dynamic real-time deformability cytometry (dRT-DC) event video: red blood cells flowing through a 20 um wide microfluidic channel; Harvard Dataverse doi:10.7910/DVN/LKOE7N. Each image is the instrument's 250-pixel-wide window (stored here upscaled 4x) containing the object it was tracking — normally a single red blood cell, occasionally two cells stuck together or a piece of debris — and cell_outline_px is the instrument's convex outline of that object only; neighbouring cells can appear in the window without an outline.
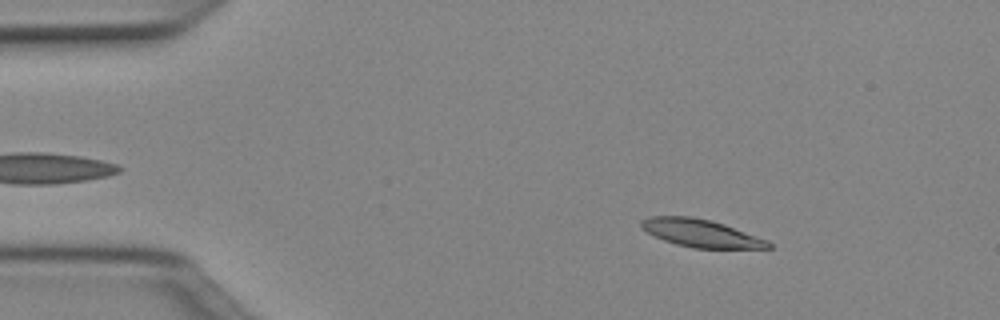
{"species": "Egyptian fruit bat (a non-hibernating species)", "species_latin": "Rousettus aegyptiacus", "temperature_condition": "cold", "stored_images_in_passage": 50, "camera_frame_rate_fps": 3000, "um_per_image_px": 0.085, "animal": {"sex": "female"}, "frame": {"image": 1, "passage_image": 7, "time_ms": 2.0, "image_size_px": [1000, 320], "cell_outline_px": [[772, 248], [692, 248], [676, 244], [664, 240], [640, 228], [640, 220], [648, 216], [692, 216], [712, 220], [724, 224], [768, 240], [772, 244]], "centroid_in_image_um": [59.56, 19.81], "position_along_channel_um": 25.4, "area_um2": 20.58}}
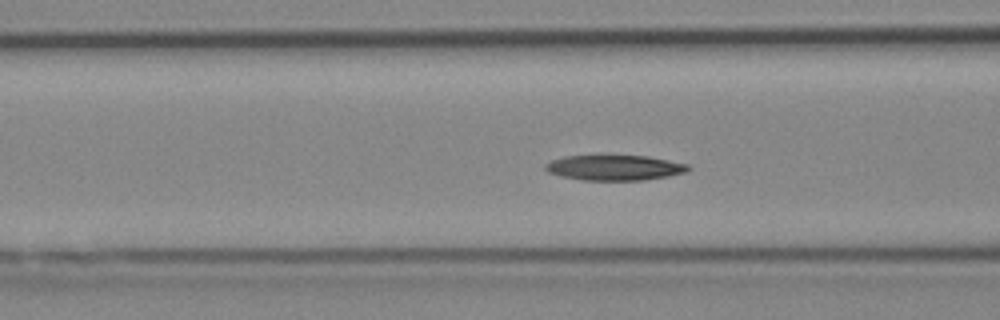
{"frame": {"image": 2, "passage_image": 19, "time_ms": 6.0, "image_size_px": [1000, 320], "cell_outline_px": [[692, 168], [688, 172], [668, 176], [644, 180], [584, 180], [560, 176], [548, 172], [544, 168], [544, 164], [552, 160], [564, 156], [596, 152], [604, 152], [648, 156], [688, 164]], "centroid_in_image_um": [52.2, 14.19], "position_along_channel_um": 114.4, "area_um2": 22.37}}
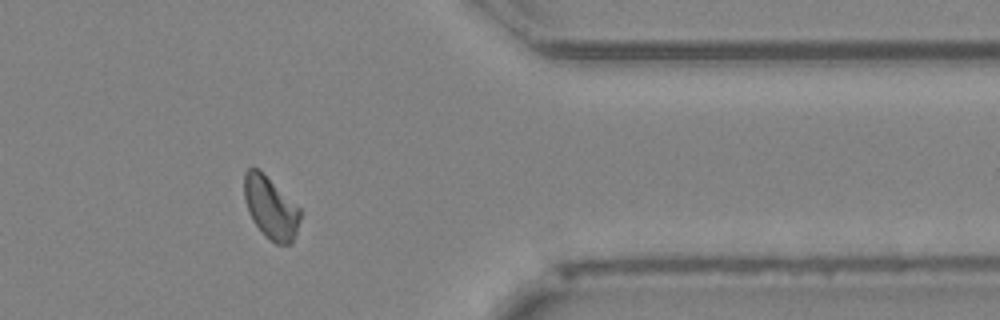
{"frame": {"image": 3, "passage_image": 41, "time_ms": 13.333, "image_size_px": [1000, 320], "cell_outline_px": [[300, 220], [292, 244], [276, 244], [264, 236], [252, 220], [248, 212], [244, 200], [244, 172], [248, 168], [256, 168], [300, 208]], "centroid_in_image_um": [22.98, 17.7], "position_along_channel_um": 388.4, "area_um2": 20.0}}